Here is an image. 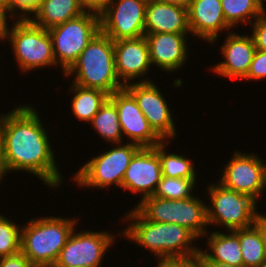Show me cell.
I'll list each match as a JSON object with an SVG mask.
<instances>
[{
	"label": "cell",
	"instance_id": "1f68e13d",
	"mask_svg": "<svg viewBox=\"0 0 266 267\" xmlns=\"http://www.w3.org/2000/svg\"><path fill=\"white\" fill-rule=\"evenodd\" d=\"M252 38L257 50L266 51V12L260 15L252 24Z\"/></svg>",
	"mask_w": 266,
	"mask_h": 267
},
{
	"label": "cell",
	"instance_id": "7a4b0ae2",
	"mask_svg": "<svg viewBox=\"0 0 266 267\" xmlns=\"http://www.w3.org/2000/svg\"><path fill=\"white\" fill-rule=\"evenodd\" d=\"M132 209L124 216L125 221L130 223L120 232L129 241L152 251L158 263L191 258L200 253L201 248L194 245L198 238L187 228L148 221L135 207Z\"/></svg>",
	"mask_w": 266,
	"mask_h": 267
},
{
	"label": "cell",
	"instance_id": "7bdbcfd3",
	"mask_svg": "<svg viewBox=\"0 0 266 267\" xmlns=\"http://www.w3.org/2000/svg\"><path fill=\"white\" fill-rule=\"evenodd\" d=\"M40 267H60V266H58L56 263H52V264H48V265H44Z\"/></svg>",
	"mask_w": 266,
	"mask_h": 267
},
{
	"label": "cell",
	"instance_id": "b9f144b4",
	"mask_svg": "<svg viewBox=\"0 0 266 267\" xmlns=\"http://www.w3.org/2000/svg\"><path fill=\"white\" fill-rule=\"evenodd\" d=\"M9 2L10 0H0V4L5 5L9 8Z\"/></svg>",
	"mask_w": 266,
	"mask_h": 267
},
{
	"label": "cell",
	"instance_id": "44dd1931",
	"mask_svg": "<svg viewBox=\"0 0 266 267\" xmlns=\"http://www.w3.org/2000/svg\"><path fill=\"white\" fill-rule=\"evenodd\" d=\"M203 237H208L207 245L211 252L200 250L197 256L202 261H216L234 267H243L238 230L228 231L227 234L215 230L211 234L206 233Z\"/></svg>",
	"mask_w": 266,
	"mask_h": 267
},
{
	"label": "cell",
	"instance_id": "277c9868",
	"mask_svg": "<svg viewBox=\"0 0 266 267\" xmlns=\"http://www.w3.org/2000/svg\"><path fill=\"white\" fill-rule=\"evenodd\" d=\"M77 221L75 217L31 218L21 228L20 251L35 267L55 263Z\"/></svg>",
	"mask_w": 266,
	"mask_h": 267
},
{
	"label": "cell",
	"instance_id": "8992f818",
	"mask_svg": "<svg viewBox=\"0 0 266 267\" xmlns=\"http://www.w3.org/2000/svg\"><path fill=\"white\" fill-rule=\"evenodd\" d=\"M4 39L11 49L22 72L39 68L56 67L53 42L48 30L33 24L28 18H17Z\"/></svg>",
	"mask_w": 266,
	"mask_h": 267
},
{
	"label": "cell",
	"instance_id": "cb8c5ba5",
	"mask_svg": "<svg viewBox=\"0 0 266 267\" xmlns=\"http://www.w3.org/2000/svg\"><path fill=\"white\" fill-rule=\"evenodd\" d=\"M91 128L101 136L106 142L113 144L123 143V133L119 123L116 105L108 98L100 107L99 111L90 122Z\"/></svg>",
	"mask_w": 266,
	"mask_h": 267
},
{
	"label": "cell",
	"instance_id": "6da1fadb",
	"mask_svg": "<svg viewBox=\"0 0 266 267\" xmlns=\"http://www.w3.org/2000/svg\"><path fill=\"white\" fill-rule=\"evenodd\" d=\"M35 109L21 104L1 115L2 176L22 170L32 173L50 188H60L63 175L56 164L48 131Z\"/></svg>",
	"mask_w": 266,
	"mask_h": 267
},
{
	"label": "cell",
	"instance_id": "4316f807",
	"mask_svg": "<svg viewBox=\"0 0 266 267\" xmlns=\"http://www.w3.org/2000/svg\"><path fill=\"white\" fill-rule=\"evenodd\" d=\"M227 24L233 28L237 24H252L264 12L254 0H220ZM253 19V21H252Z\"/></svg>",
	"mask_w": 266,
	"mask_h": 267
},
{
	"label": "cell",
	"instance_id": "d590c367",
	"mask_svg": "<svg viewBox=\"0 0 266 267\" xmlns=\"http://www.w3.org/2000/svg\"><path fill=\"white\" fill-rule=\"evenodd\" d=\"M170 267H205L198 256L185 259H174L167 262Z\"/></svg>",
	"mask_w": 266,
	"mask_h": 267
},
{
	"label": "cell",
	"instance_id": "ffe728a7",
	"mask_svg": "<svg viewBox=\"0 0 266 267\" xmlns=\"http://www.w3.org/2000/svg\"><path fill=\"white\" fill-rule=\"evenodd\" d=\"M145 33H190L187 8L159 0H148Z\"/></svg>",
	"mask_w": 266,
	"mask_h": 267
},
{
	"label": "cell",
	"instance_id": "603a6c76",
	"mask_svg": "<svg viewBox=\"0 0 266 267\" xmlns=\"http://www.w3.org/2000/svg\"><path fill=\"white\" fill-rule=\"evenodd\" d=\"M74 96L71 100L73 115L80 121L90 123L100 107L109 98V94L97 88H86L72 83Z\"/></svg>",
	"mask_w": 266,
	"mask_h": 267
},
{
	"label": "cell",
	"instance_id": "f546056e",
	"mask_svg": "<svg viewBox=\"0 0 266 267\" xmlns=\"http://www.w3.org/2000/svg\"><path fill=\"white\" fill-rule=\"evenodd\" d=\"M266 78V51L257 50L254 53L245 80H261Z\"/></svg>",
	"mask_w": 266,
	"mask_h": 267
},
{
	"label": "cell",
	"instance_id": "4fadbf2b",
	"mask_svg": "<svg viewBox=\"0 0 266 267\" xmlns=\"http://www.w3.org/2000/svg\"><path fill=\"white\" fill-rule=\"evenodd\" d=\"M124 88L134 97L150 126L164 141L176 137L177 130L169 104L154 81H135Z\"/></svg>",
	"mask_w": 266,
	"mask_h": 267
},
{
	"label": "cell",
	"instance_id": "9c48e42d",
	"mask_svg": "<svg viewBox=\"0 0 266 267\" xmlns=\"http://www.w3.org/2000/svg\"><path fill=\"white\" fill-rule=\"evenodd\" d=\"M100 30V16L90 12L50 28L56 66L65 73Z\"/></svg>",
	"mask_w": 266,
	"mask_h": 267
},
{
	"label": "cell",
	"instance_id": "5bb4252c",
	"mask_svg": "<svg viewBox=\"0 0 266 267\" xmlns=\"http://www.w3.org/2000/svg\"><path fill=\"white\" fill-rule=\"evenodd\" d=\"M116 105L123 136L140 147H155L164 140L153 130L134 97L125 89L109 95Z\"/></svg>",
	"mask_w": 266,
	"mask_h": 267
},
{
	"label": "cell",
	"instance_id": "d6a6232c",
	"mask_svg": "<svg viewBox=\"0 0 266 267\" xmlns=\"http://www.w3.org/2000/svg\"><path fill=\"white\" fill-rule=\"evenodd\" d=\"M0 267H35L20 251L14 255L0 257Z\"/></svg>",
	"mask_w": 266,
	"mask_h": 267
},
{
	"label": "cell",
	"instance_id": "836d02e7",
	"mask_svg": "<svg viewBox=\"0 0 266 267\" xmlns=\"http://www.w3.org/2000/svg\"><path fill=\"white\" fill-rule=\"evenodd\" d=\"M112 0H80L81 6L85 12L101 15Z\"/></svg>",
	"mask_w": 266,
	"mask_h": 267
},
{
	"label": "cell",
	"instance_id": "83f0119b",
	"mask_svg": "<svg viewBox=\"0 0 266 267\" xmlns=\"http://www.w3.org/2000/svg\"><path fill=\"white\" fill-rule=\"evenodd\" d=\"M196 180L162 176L153 196L169 200L191 198L194 196L192 190L197 184Z\"/></svg>",
	"mask_w": 266,
	"mask_h": 267
},
{
	"label": "cell",
	"instance_id": "30bf717a",
	"mask_svg": "<svg viewBox=\"0 0 266 267\" xmlns=\"http://www.w3.org/2000/svg\"><path fill=\"white\" fill-rule=\"evenodd\" d=\"M223 187L250 196L256 202L266 188V164L257 154L242 153L236 150L231 160L224 164Z\"/></svg>",
	"mask_w": 266,
	"mask_h": 267
},
{
	"label": "cell",
	"instance_id": "e575fe53",
	"mask_svg": "<svg viewBox=\"0 0 266 267\" xmlns=\"http://www.w3.org/2000/svg\"><path fill=\"white\" fill-rule=\"evenodd\" d=\"M14 17L15 15L10 11V9L7 6L0 4V41L1 40L4 41L7 32L10 30V27L12 26L8 24L9 21L8 19H12V21H14L17 19Z\"/></svg>",
	"mask_w": 266,
	"mask_h": 267
},
{
	"label": "cell",
	"instance_id": "60d3db41",
	"mask_svg": "<svg viewBox=\"0 0 266 267\" xmlns=\"http://www.w3.org/2000/svg\"><path fill=\"white\" fill-rule=\"evenodd\" d=\"M254 1L263 12H266V8L264 7V3H263L266 0H254Z\"/></svg>",
	"mask_w": 266,
	"mask_h": 267
},
{
	"label": "cell",
	"instance_id": "484cf974",
	"mask_svg": "<svg viewBox=\"0 0 266 267\" xmlns=\"http://www.w3.org/2000/svg\"><path fill=\"white\" fill-rule=\"evenodd\" d=\"M167 142L158 144V155L161 161L162 176L172 178L197 179L191 159L180 154L168 153Z\"/></svg>",
	"mask_w": 266,
	"mask_h": 267
},
{
	"label": "cell",
	"instance_id": "9a60e30c",
	"mask_svg": "<svg viewBox=\"0 0 266 267\" xmlns=\"http://www.w3.org/2000/svg\"><path fill=\"white\" fill-rule=\"evenodd\" d=\"M162 177L158 145L141 147L132 157L122 179V190L140 193L141 200L153 196Z\"/></svg>",
	"mask_w": 266,
	"mask_h": 267
},
{
	"label": "cell",
	"instance_id": "f6af8a7d",
	"mask_svg": "<svg viewBox=\"0 0 266 267\" xmlns=\"http://www.w3.org/2000/svg\"><path fill=\"white\" fill-rule=\"evenodd\" d=\"M2 180H4V179H3V176L0 174V181L2 182Z\"/></svg>",
	"mask_w": 266,
	"mask_h": 267
},
{
	"label": "cell",
	"instance_id": "2e32d148",
	"mask_svg": "<svg viewBox=\"0 0 266 267\" xmlns=\"http://www.w3.org/2000/svg\"><path fill=\"white\" fill-rule=\"evenodd\" d=\"M114 54L116 74L124 86L139 77H142L139 82L152 81L148 77L143 79L152 67L144 36L114 41Z\"/></svg>",
	"mask_w": 266,
	"mask_h": 267
},
{
	"label": "cell",
	"instance_id": "f35d334b",
	"mask_svg": "<svg viewBox=\"0 0 266 267\" xmlns=\"http://www.w3.org/2000/svg\"><path fill=\"white\" fill-rule=\"evenodd\" d=\"M205 267H234L227 263H221L216 261H202Z\"/></svg>",
	"mask_w": 266,
	"mask_h": 267
},
{
	"label": "cell",
	"instance_id": "ac0fdd59",
	"mask_svg": "<svg viewBox=\"0 0 266 267\" xmlns=\"http://www.w3.org/2000/svg\"><path fill=\"white\" fill-rule=\"evenodd\" d=\"M188 34L191 33H145L151 65L167 73L183 67L189 58Z\"/></svg>",
	"mask_w": 266,
	"mask_h": 267
},
{
	"label": "cell",
	"instance_id": "4dcf8cb0",
	"mask_svg": "<svg viewBox=\"0 0 266 267\" xmlns=\"http://www.w3.org/2000/svg\"><path fill=\"white\" fill-rule=\"evenodd\" d=\"M40 2L41 0H10L9 9L15 18H29V14L31 15L35 11Z\"/></svg>",
	"mask_w": 266,
	"mask_h": 267
},
{
	"label": "cell",
	"instance_id": "d6986e66",
	"mask_svg": "<svg viewBox=\"0 0 266 267\" xmlns=\"http://www.w3.org/2000/svg\"><path fill=\"white\" fill-rule=\"evenodd\" d=\"M188 26L193 37L215 44L219 33L231 30L220 0H191L187 8Z\"/></svg>",
	"mask_w": 266,
	"mask_h": 267
},
{
	"label": "cell",
	"instance_id": "8d00e7d4",
	"mask_svg": "<svg viewBox=\"0 0 266 267\" xmlns=\"http://www.w3.org/2000/svg\"><path fill=\"white\" fill-rule=\"evenodd\" d=\"M260 229L266 254V215L260 214L255 223Z\"/></svg>",
	"mask_w": 266,
	"mask_h": 267
},
{
	"label": "cell",
	"instance_id": "8fae6325",
	"mask_svg": "<svg viewBox=\"0 0 266 267\" xmlns=\"http://www.w3.org/2000/svg\"><path fill=\"white\" fill-rule=\"evenodd\" d=\"M93 231L74 229L55 263L60 267H101L115 236L108 231Z\"/></svg>",
	"mask_w": 266,
	"mask_h": 267
},
{
	"label": "cell",
	"instance_id": "d4e9b609",
	"mask_svg": "<svg viewBox=\"0 0 266 267\" xmlns=\"http://www.w3.org/2000/svg\"><path fill=\"white\" fill-rule=\"evenodd\" d=\"M238 238L242 251L243 267H262L266 265V254L261 229L254 224L238 229Z\"/></svg>",
	"mask_w": 266,
	"mask_h": 267
},
{
	"label": "cell",
	"instance_id": "7402d4cb",
	"mask_svg": "<svg viewBox=\"0 0 266 267\" xmlns=\"http://www.w3.org/2000/svg\"><path fill=\"white\" fill-rule=\"evenodd\" d=\"M83 13L80 0H41L28 19L38 27L49 30Z\"/></svg>",
	"mask_w": 266,
	"mask_h": 267
},
{
	"label": "cell",
	"instance_id": "ee69618b",
	"mask_svg": "<svg viewBox=\"0 0 266 267\" xmlns=\"http://www.w3.org/2000/svg\"><path fill=\"white\" fill-rule=\"evenodd\" d=\"M157 267H170L167 263H158Z\"/></svg>",
	"mask_w": 266,
	"mask_h": 267
},
{
	"label": "cell",
	"instance_id": "ab89813d",
	"mask_svg": "<svg viewBox=\"0 0 266 267\" xmlns=\"http://www.w3.org/2000/svg\"><path fill=\"white\" fill-rule=\"evenodd\" d=\"M0 174L2 175V128H1V114H0Z\"/></svg>",
	"mask_w": 266,
	"mask_h": 267
},
{
	"label": "cell",
	"instance_id": "ba28073f",
	"mask_svg": "<svg viewBox=\"0 0 266 267\" xmlns=\"http://www.w3.org/2000/svg\"><path fill=\"white\" fill-rule=\"evenodd\" d=\"M113 145L110 150L92 157L80 167L73 176L76 184L82 188H101V190L112 185L122 188L125 171L132 157L141 147L128 141L125 144L123 142Z\"/></svg>",
	"mask_w": 266,
	"mask_h": 267
},
{
	"label": "cell",
	"instance_id": "52a82bcc",
	"mask_svg": "<svg viewBox=\"0 0 266 267\" xmlns=\"http://www.w3.org/2000/svg\"><path fill=\"white\" fill-rule=\"evenodd\" d=\"M207 189L211 203L206 205L208 226L221 225L226 231H235L256 223L261 213L257 212L258 203L253 198L227 189L218 182Z\"/></svg>",
	"mask_w": 266,
	"mask_h": 267
},
{
	"label": "cell",
	"instance_id": "74e56055",
	"mask_svg": "<svg viewBox=\"0 0 266 267\" xmlns=\"http://www.w3.org/2000/svg\"><path fill=\"white\" fill-rule=\"evenodd\" d=\"M159 1L165 2L167 4H171V5L181 6L183 8H188L189 3L191 2V0H159Z\"/></svg>",
	"mask_w": 266,
	"mask_h": 267
},
{
	"label": "cell",
	"instance_id": "f1b7e54d",
	"mask_svg": "<svg viewBox=\"0 0 266 267\" xmlns=\"http://www.w3.org/2000/svg\"><path fill=\"white\" fill-rule=\"evenodd\" d=\"M21 227L0 214V257L20 252Z\"/></svg>",
	"mask_w": 266,
	"mask_h": 267
},
{
	"label": "cell",
	"instance_id": "e0dca14e",
	"mask_svg": "<svg viewBox=\"0 0 266 267\" xmlns=\"http://www.w3.org/2000/svg\"><path fill=\"white\" fill-rule=\"evenodd\" d=\"M220 48L224 61L212 66L211 70L220 75L219 77L244 80L256 51L252 36L240 35L229 30Z\"/></svg>",
	"mask_w": 266,
	"mask_h": 267
},
{
	"label": "cell",
	"instance_id": "5b68a950",
	"mask_svg": "<svg viewBox=\"0 0 266 267\" xmlns=\"http://www.w3.org/2000/svg\"><path fill=\"white\" fill-rule=\"evenodd\" d=\"M206 207L205 202L195 195L182 200L149 196L135 206L148 221L180 225L190 230L198 240L209 232Z\"/></svg>",
	"mask_w": 266,
	"mask_h": 267
},
{
	"label": "cell",
	"instance_id": "3957f363",
	"mask_svg": "<svg viewBox=\"0 0 266 267\" xmlns=\"http://www.w3.org/2000/svg\"><path fill=\"white\" fill-rule=\"evenodd\" d=\"M63 75H75L74 84L97 88L109 95L125 87L115 70L114 41L101 30Z\"/></svg>",
	"mask_w": 266,
	"mask_h": 267
},
{
	"label": "cell",
	"instance_id": "7c38bea8",
	"mask_svg": "<svg viewBox=\"0 0 266 267\" xmlns=\"http://www.w3.org/2000/svg\"><path fill=\"white\" fill-rule=\"evenodd\" d=\"M148 0H112L100 15L101 31L113 41L145 35Z\"/></svg>",
	"mask_w": 266,
	"mask_h": 267
}]
</instances>
